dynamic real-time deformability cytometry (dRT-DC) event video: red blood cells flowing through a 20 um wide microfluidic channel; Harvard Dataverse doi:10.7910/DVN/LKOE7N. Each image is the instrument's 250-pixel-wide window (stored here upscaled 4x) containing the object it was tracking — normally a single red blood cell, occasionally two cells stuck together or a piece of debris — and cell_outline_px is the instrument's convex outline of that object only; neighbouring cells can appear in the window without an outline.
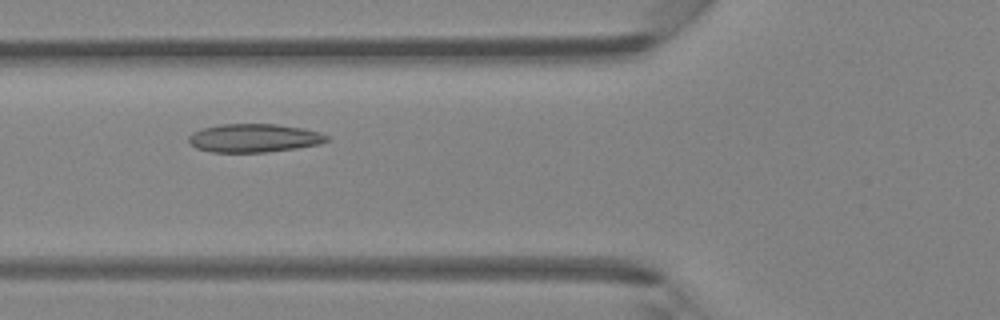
{"species": "Egyptian fruit bat (a non-hibernating species)", "species_latin": "Rousettus aegyptiacus", "temperature_condition": "room temperature", "stored_images_in_passage": 41, "camera_frame_rate_fps": 3000, "um_per_image_px": 0.085, "animal": {"sex": "female"}, "frame": {"image": 1, "passage_image": 15, "time_ms": 4.667, "image_size_px": [1000, 320], "cell_outline_px": [[328, 140], [320, 144], [296, 148], [268, 152], [212, 152], [196, 148], [188, 144], [188, 136], [192, 132], [200, 128], [220, 124], [276, 124], [300, 128], [316, 132], [328, 136]], "centroid_in_image_um": [21.51, 11.74], "position_along_channel_um": 104.3, "area_um2": 22.89}}
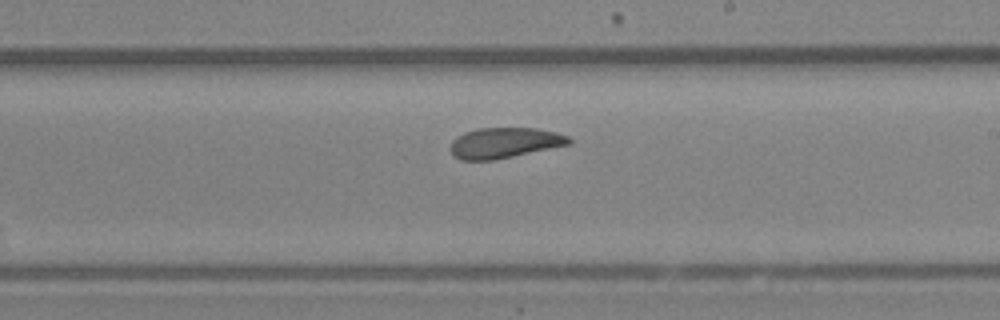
{"frame": {"image": 2, "passage_image": 25, "time_ms": 8.0, "image_size_px": [1000, 320], "cell_outline_px": [[572, 144], [496, 160], [460, 160], [452, 152], [452, 140], [456, 136], [464, 132], [476, 128], [536, 128], [556, 132], [568, 136], [572, 140]], "centroid_in_image_um": [42.92, 12.14], "position_along_channel_um": 246.1, "area_um2": 21.21}}
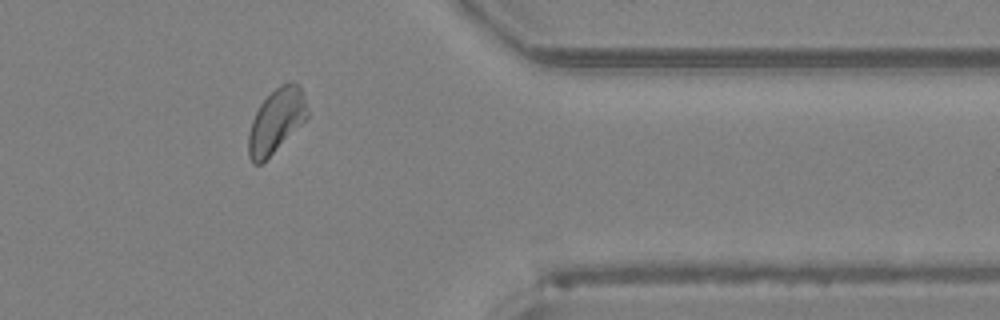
{"frame": {"image": 3, "passage_image": 36, "time_ms": 11.667, "image_size_px": [1000, 320], "cell_outline_px": [[308, 116], [260, 164], [252, 164], [248, 156], [248, 136], [252, 120], [260, 104], [280, 84], [300, 84], [304, 96], [308, 112]], "centroid_in_image_um": [23.45, 10.26], "position_along_channel_um": 388.0, "area_um2": 21.15}, "authors_computed_cell_mechanics": {"area_um2": 22.1374, "velocity_mm_per_s": 4.2897, "shape_relaxation_time_tau1_ms": 7.296, "shape_relaxation_time_tau2_ms": 1.9974, "deformation_change_tau1": 0.1454, "deformation_change_tau2": 0.0754}}